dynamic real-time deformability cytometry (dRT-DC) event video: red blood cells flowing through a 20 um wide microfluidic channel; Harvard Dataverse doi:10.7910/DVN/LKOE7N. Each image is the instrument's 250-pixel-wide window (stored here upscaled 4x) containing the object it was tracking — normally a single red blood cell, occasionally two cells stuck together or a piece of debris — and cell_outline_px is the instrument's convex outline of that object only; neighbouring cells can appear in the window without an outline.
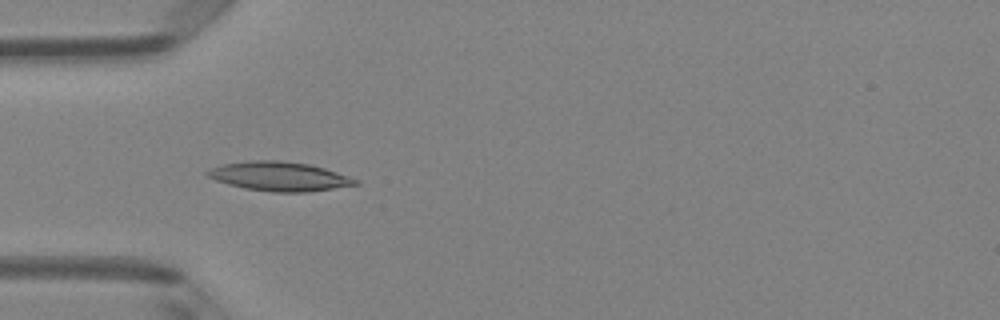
{"species": "Egyptian fruit bat (a non-hibernating species)", "species_latin": "Rousettus aegyptiacus", "temperature_condition": "room temperature", "stored_images_in_passage": 5, "camera_frame_rate_fps": 3000, "um_per_image_px": 0.085, "animal": {"sex": "female"}, "frame": {"image": 1, "passage_image": 3, "time_ms": 0.667, "image_size_px": [1000, 320], "cell_outline_px": [[360, 184], [308, 192], [272, 192], [244, 188], [228, 184], [216, 180], [208, 176], [204, 172], [220, 164], [252, 160], [280, 160], [308, 164], [324, 168], [360, 180]], "centroid_in_image_um": [23.74, 14.99], "position_along_channel_um": 61.3, "area_um2": 25.14}}
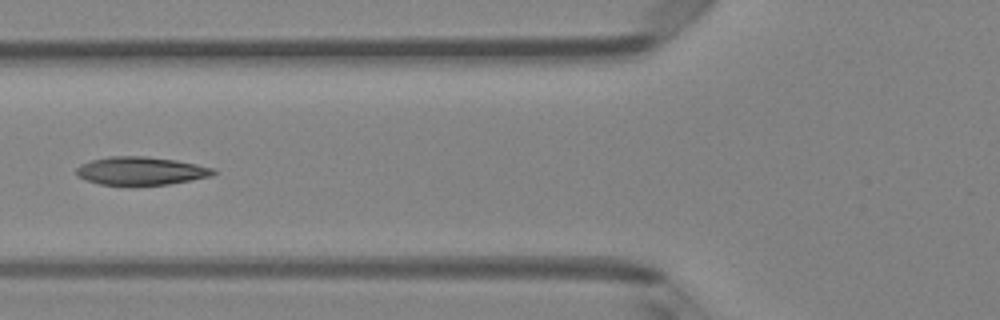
{"frame": {"image": 2, "passage_image": 4, "time_ms": 1.0, "image_size_px": [1000, 320], "cell_outline_px": [[220, 172], [212, 176], [192, 180], [168, 184], [100, 184], [76, 176], [76, 168], [80, 164], [92, 160], [108, 156], [144, 156], [176, 160], [216, 168]], "centroid_in_image_um": [12.03, 14.51], "position_along_channel_um": 113.8, "area_um2": 22.43}}
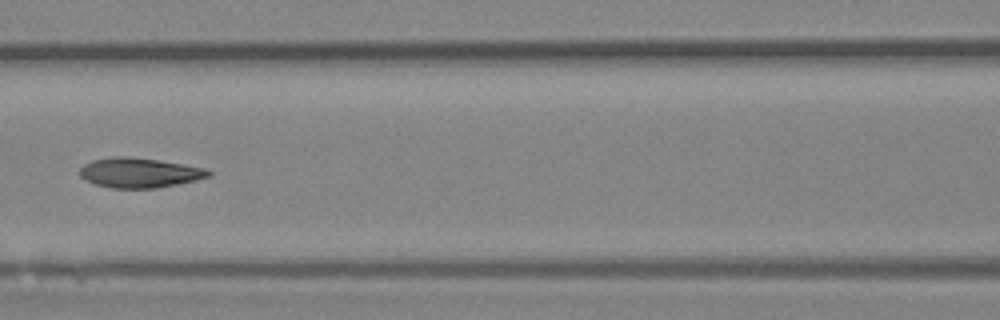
{"frame": {"image": 3, "passage_image": 5, "time_ms": 1.333, "image_size_px": [1000, 320], "cell_outline_px": [[212, 176], [196, 180], [156, 188], [112, 188], [96, 184], [84, 180], [80, 176], [80, 168], [84, 164], [92, 160], [112, 156], [128, 156], [156, 160], [204, 168], [212, 172]], "centroid_in_image_um": [11.82, 14.68], "position_along_channel_um": 154.8, "area_um2": 22.25}}